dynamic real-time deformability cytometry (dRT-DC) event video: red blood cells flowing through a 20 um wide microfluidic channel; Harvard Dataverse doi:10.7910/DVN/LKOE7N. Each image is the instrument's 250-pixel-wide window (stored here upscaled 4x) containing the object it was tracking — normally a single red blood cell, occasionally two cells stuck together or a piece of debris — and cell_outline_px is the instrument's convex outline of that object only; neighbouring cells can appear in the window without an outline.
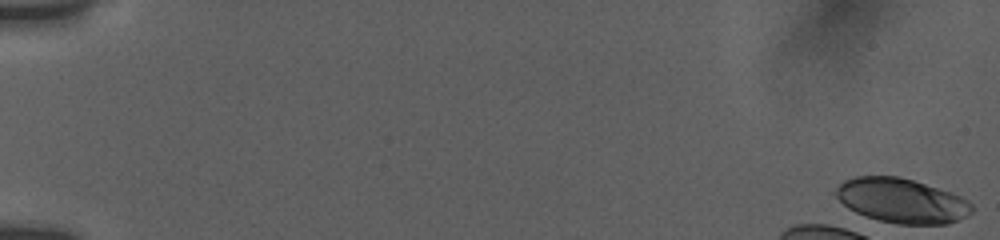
{"species": "human", "species_latin": "Homo sapiens", "temperature_condition": "room temperature", "stored_images_in_passage": 3, "camera_frame_rate_fps": 3000, "um_per_image_px": 0.085, "donor": {"sex": "female"}, "frame": {"image": 1, "passage_image": 1, "time_ms": 0.0, "image_size_px": [1000, 240], "cell_outline_px": [[972, 212], [968, 216], [948, 224], [896, 224], [864, 216], [848, 208], [832, 192], [844, 180], [856, 176], [900, 176], [952, 192], [968, 200], [972, 204]], "centroid_in_image_um": [76.65, 17.05], "position_along_channel_um": 8.3, "area_um2": 35.49}}